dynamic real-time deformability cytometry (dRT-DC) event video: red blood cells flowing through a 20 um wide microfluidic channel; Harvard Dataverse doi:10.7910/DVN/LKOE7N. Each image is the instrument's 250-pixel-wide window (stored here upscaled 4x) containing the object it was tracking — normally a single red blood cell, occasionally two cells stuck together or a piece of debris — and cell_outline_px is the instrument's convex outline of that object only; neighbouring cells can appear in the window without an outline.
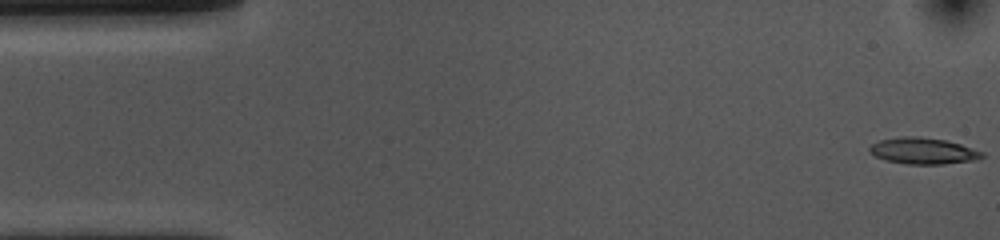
{"species": "common noctule bat (a hibernating species)", "species_latin": "Nyctalus noctula", "temperature_condition": "cold", "stored_images_in_passage": 53, "camera_frame_rate_fps": 3000, "um_per_image_px": 0.085, "animal": {"sex": "female", "body_mass_g": 10.0, "forearm_length_mm": 53.1}, "frame": {"image": 1, "passage_image": 1, "time_ms": 0.0, "image_size_px": [1000, 240], "cell_outline_px": [[984, 156], [972, 160], [944, 164], [908, 164], [884, 160], [868, 152], [868, 148], [872, 144], [880, 140], [900, 136], [920, 136], [944, 140], [960, 144], [984, 152]], "centroid_in_image_um": [78.42, 12.82], "position_along_channel_um": 6.6, "area_um2": 17.22}}
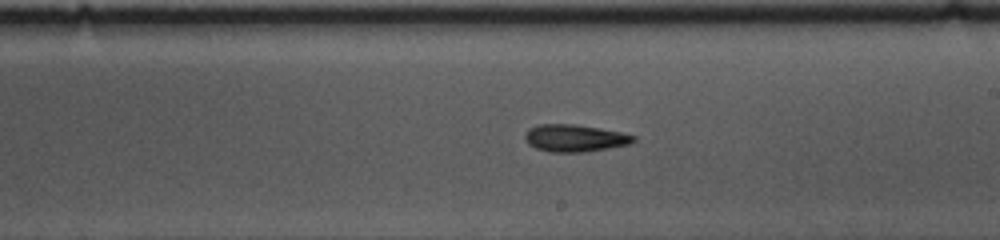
{"frame": {"image": 2, "passage_image": 29, "time_ms": 9.333, "image_size_px": [1000, 240], "cell_outline_px": [[636, 140], [632, 144], [584, 152], [548, 152], [536, 148], [528, 144], [524, 136], [528, 128], [540, 124], [572, 124], [600, 128], [620, 132], [636, 136]], "centroid_in_image_um": [48.86, 11.74], "position_along_channel_um": 240.1, "area_um2": 17.28}}
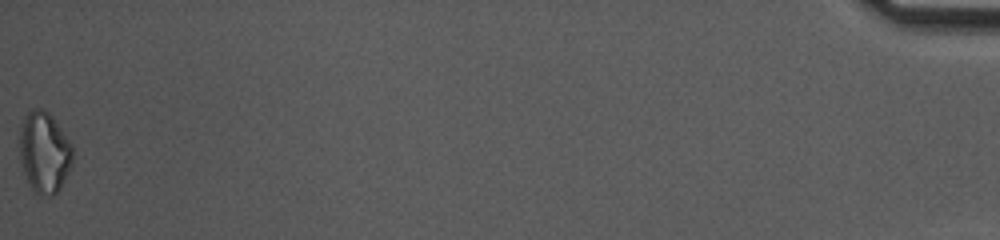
{"frame": {"image": 3, "passage_image": 53, "time_ms": 17.333, "image_size_px": [1000, 240], "cell_outline_px": [[72, 164], [60, 188], [52, 196], [48, 196], [36, 192], [32, 188], [24, 172], [20, 160], [20, 128], [24, 116], [32, 108], [40, 108], [48, 112], [52, 116], [72, 144]], "centroid_in_image_um": [3.77, 12.91], "position_along_channel_um": 431.4, "area_um2": 24.85}, "authors_computed_cell_mechanics": {"area_um2": 17.1088, "velocity_mm_per_s": 3.7169, "shape_relaxation_time_tau1_ms": 9.2626, "shape_relaxation_time_tau2_ms": null, "deformation_change_tau1": 0.1728, "deformation_change_tau2": null}}